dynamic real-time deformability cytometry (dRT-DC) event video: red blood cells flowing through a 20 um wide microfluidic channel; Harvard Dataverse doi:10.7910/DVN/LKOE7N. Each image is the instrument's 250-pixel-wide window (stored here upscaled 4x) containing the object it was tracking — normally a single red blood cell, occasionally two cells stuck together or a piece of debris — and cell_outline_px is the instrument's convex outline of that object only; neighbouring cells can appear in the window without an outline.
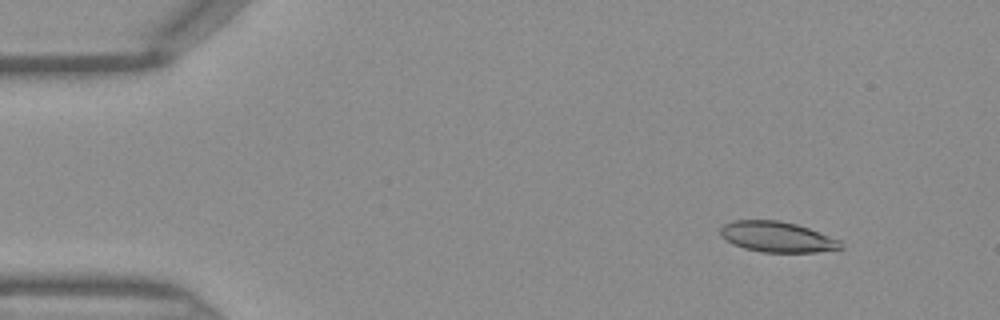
{"species": "Egyptian fruit bat (a non-hibernating species)", "species_latin": "Rousettus aegyptiacus", "temperature_condition": "warm", "stored_images_in_passage": 46, "camera_frame_rate_fps": 3000, "um_per_image_px": 0.085, "frame": {"image": 1, "passage_image": 5, "time_ms": 1.333, "image_size_px": [1000, 320], "cell_outline_px": [[844, 248], [816, 252], [760, 252], [744, 248], [732, 244], [720, 236], [720, 228], [724, 224], [732, 220], [780, 220], [796, 224], [808, 228], [840, 240]], "centroid_in_image_um": [66.03, 20.13], "position_along_channel_um": 19.0, "area_um2": 21.5}}
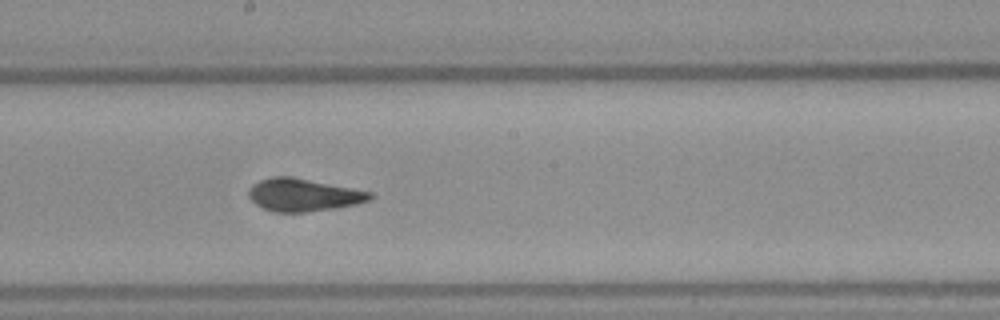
{"frame": {"image": 2, "passage_image": 25, "time_ms": 8.0, "image_size_px": [1000, 320], "cell_outline_px": [[372, 196], [368, 200], [356, 204], [336, 208], [304, 212], [276, 212], [264, 208], [256, 204], [248, 196], [248, 188], [252, 184], [260, 180], [276, 176], [284, 176], [308, 180], [352, 188], [372, 192]], "centroid_in_image_um": [25.75, 16.58], "position_along_channel_um": 222.5, "area_um2": 22.66}}
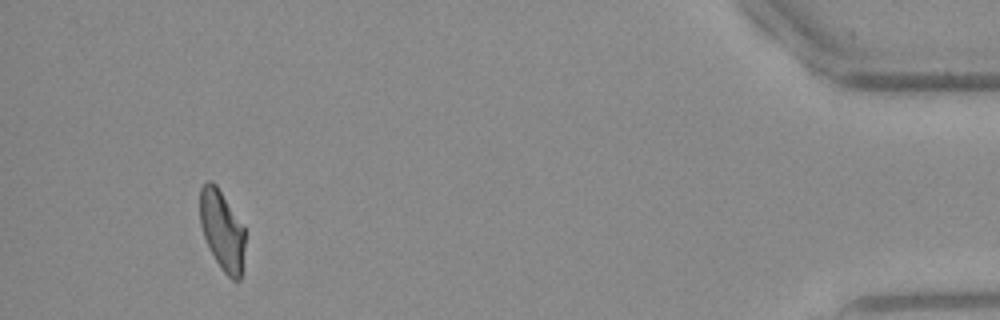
{"frame": {"image": 3, "passage_image": 43, "time_ms": 14.0, "image_size_px": [1000, 320], "cell_outline_px": [[244, 268], [240, 280], [232, 280], [220, 268], [204, 236], [200, 224], [200, 188], [208, 180], [212, 180], [216, 184], [244, 228]], "centroid_in_image_um": [18.89, 19.6], "position_along_channel_um": 416.3, "area_um2": 20.87}}